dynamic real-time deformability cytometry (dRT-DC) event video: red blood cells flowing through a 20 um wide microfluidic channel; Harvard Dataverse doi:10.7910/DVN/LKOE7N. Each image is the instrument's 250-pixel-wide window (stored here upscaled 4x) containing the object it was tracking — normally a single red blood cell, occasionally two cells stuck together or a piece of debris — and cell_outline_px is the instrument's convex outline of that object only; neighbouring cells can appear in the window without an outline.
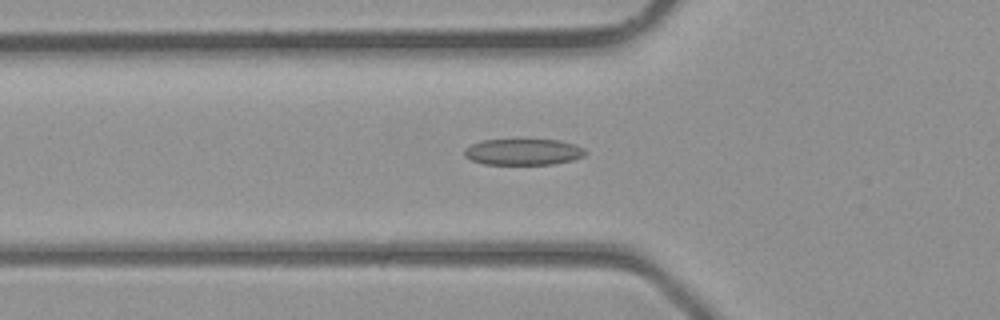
{"species": "common noctule bat (a hibernating species)", "species_latin": "Nyctalus noctula", "temperature_condition": "room temperature", "stored_images_in_passage": 21, "camera_frame_rate_fps": 3000, "um_per_image_px": 0.085, "animal": {"sex": "male", "body_mass_g": 23.1, "forearm_length_mm": 52.7}, "frame": {"image": 1, "passage_image": 3, "time_ms": 0.667, "image_size_px": [1000, 320], "cell_outline_px": [[588, 152], [584, 156], [572, 160], [552, 164], [484, 164], [472, 160], [464, 156], [464, 148], [480, 140], [556, 140], [576, 144], [584, 148]], "centroid_in_image_um": [44.48, 12.91], "position_along_channel_um": 81.3, "area_um2": 18.5}}
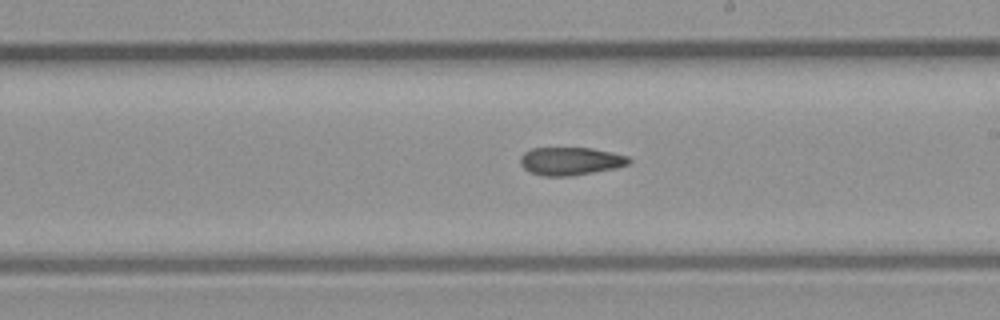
{"frame": {"image": 2, "passage_image": 12, "time_ms": 3.667, "image_size_px": [1000, 320], "cell_outline_px": [[632, 160], [628, 164], [616, 168], [572, 176], [544, 176], [528, 172], [520, 164], [520, 156], [524, 152], [532, 148], [592, 148], [612, 152], [628, 156]], "centroid_in_image_um": [48.48, 13.7], "position_along_channel_um": 240.5, "area_um2": 17.86}}
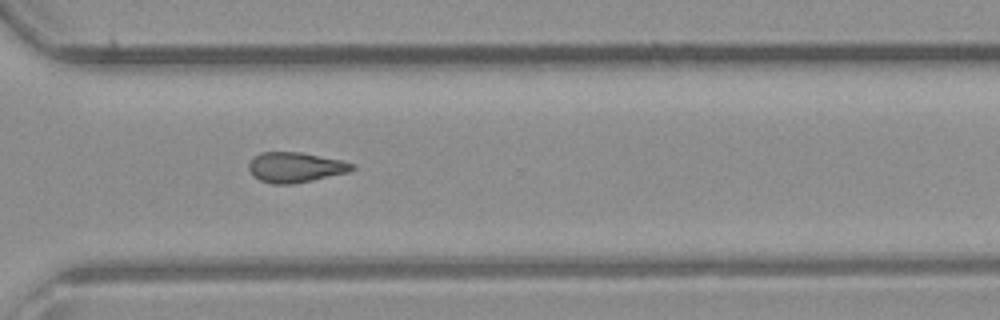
{"frame": {"image": 3, "passage_image": 18, "time_ms": 5.667, "image_size_px": [1000, 320], "cell_outline_px": [[356, 168], [348, 172], [312, 180], [292, 184], [272, 184], [260, 180], [252, 176], [248, 168], [248, 164], [260, 152], [300, 152], [340, 160], [356, 164]], "centroid_in_image_um": [25.1, 14.22], "position_along_channel_um": 345.5, "area_um2": 18.09}}